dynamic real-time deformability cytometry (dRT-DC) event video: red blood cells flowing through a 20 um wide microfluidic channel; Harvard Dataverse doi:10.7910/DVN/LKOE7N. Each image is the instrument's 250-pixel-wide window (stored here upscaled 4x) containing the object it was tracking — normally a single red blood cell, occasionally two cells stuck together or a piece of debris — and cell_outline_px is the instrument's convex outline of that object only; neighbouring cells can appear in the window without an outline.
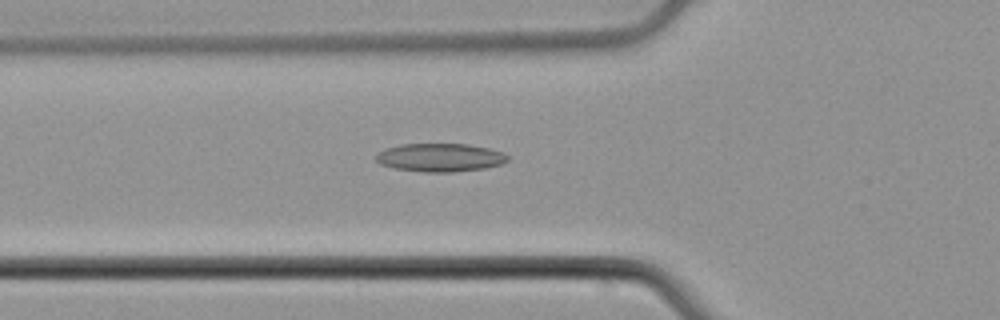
{"species": "common noctule bat (a hibernating species)", "species_latin": "Nyctalus noctula", "temperature_condition": "cold", "stored_images_in_passage": 48, "camera_frame_rate_fps": 3000, "um_per_image_px": 0.085, "animal": {"sex": "male", "body_mass_g": 21.5, "forearm_length_mm": 52.0}, "frame": {"image": 1, "passage_image": 19, "time_ms": 6.0, "image_size_px": [1000, 320], "cell_outline_px": [[508, 160], [500, 164], [484, 168], [452, 172], [424, 172], [396, 168], [380, 164], [376, 160], [376, 152], [384, 148], [400, 144], [468, 144], [488, 148], [504, 152], [508, 156]], "centroid_in_image_um": [37.38, 13.38], "position_along_channel_um": 88.4, "area_um2": 21.73}}
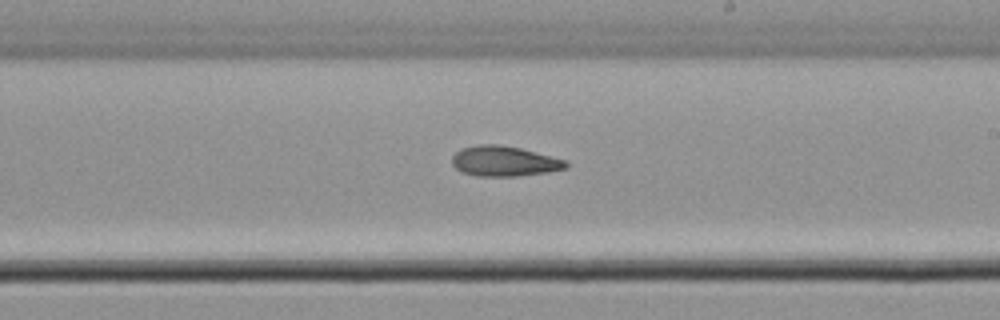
{"frame": {"image": 2, "passage_image": 31, "time_ms": 10.0, "image_size_px": [1000, 320], "cell_outline_px": [[568, 168], [548, 172], [516, 176], [476, 176], [460, 172], [452, 164], [452, 156], [460, 148], [476, 144], [500, 144], [520, 148], [564, 160], [568, 164]], "centroid_in_image_um": [42.8, 13.7], "position_along_channel_um": 246.2, "area_um2": 20.11}}
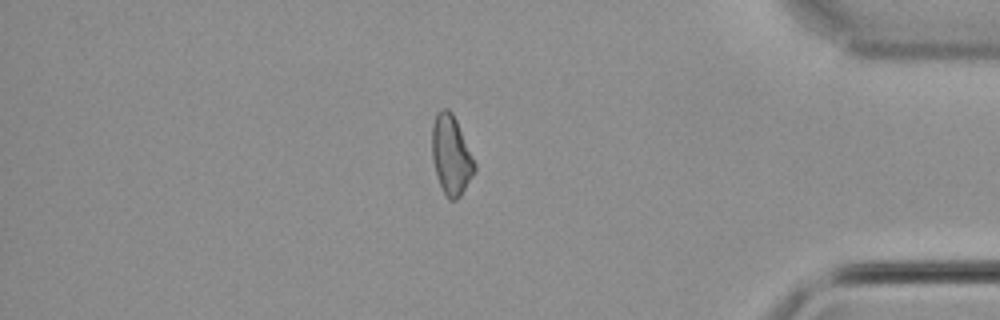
{"frame": {"image": 3, "passage_image": 45, "time_ms": 14.667, "image_size_px": [1000, 320], "cell_outline_px": [[476, 172], [460, 196], [456, 200], [448, 200], [440, 184], [432, 160], [432, 124], [436, 112], [440, 108], [448, 108], [452, 112], [456, 120], [476, 164]], "centroid_in_image_um": [38.34, 13.17], "position_along_channel_um": 396.9, "area_um2": 19.71}}